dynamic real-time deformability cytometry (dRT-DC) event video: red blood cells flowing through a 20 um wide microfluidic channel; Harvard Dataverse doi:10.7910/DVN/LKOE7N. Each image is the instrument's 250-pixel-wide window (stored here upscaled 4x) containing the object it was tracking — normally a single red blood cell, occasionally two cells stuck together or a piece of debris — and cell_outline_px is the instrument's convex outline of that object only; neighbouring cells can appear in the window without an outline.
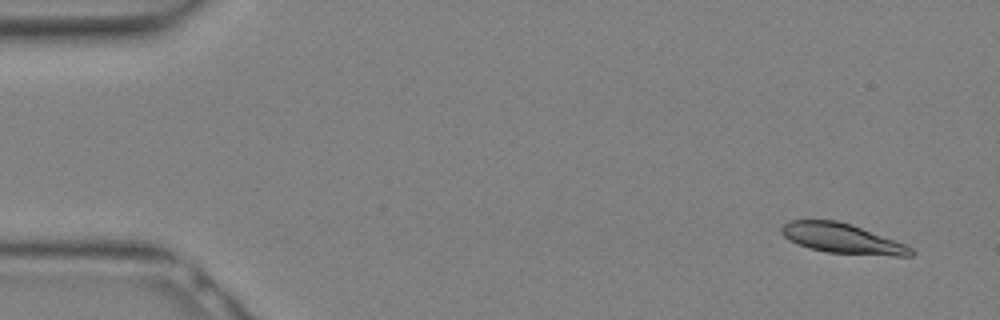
{"species": "Egyptian fruit bat (a non-hibernating species)", "species_latin": "Rousettus aegyptiacus", "temperature_condition": "warm", "stored_images_in_passage": 10, "camera_frame_rate_fps": 3000, "um_per_image_px": 0.085, "animal": {"sex": "female"}, "frame": {"image": 1, "passage_image": 1, "time_ms": 0.0, "image_size_px": [1000, 320], "cell_outline_px": [[912, 256], [896, 256], [828, 252], [808, 248], [788, 240], [780, 232], [780, 228], [788, 220], [836, 220], [852, 224], [904, 244], [912, 248]], "centroid_in_image_um": [71.52, 20.26], "position_along_channel_um": 13.5, "area_um2": 22.37}}
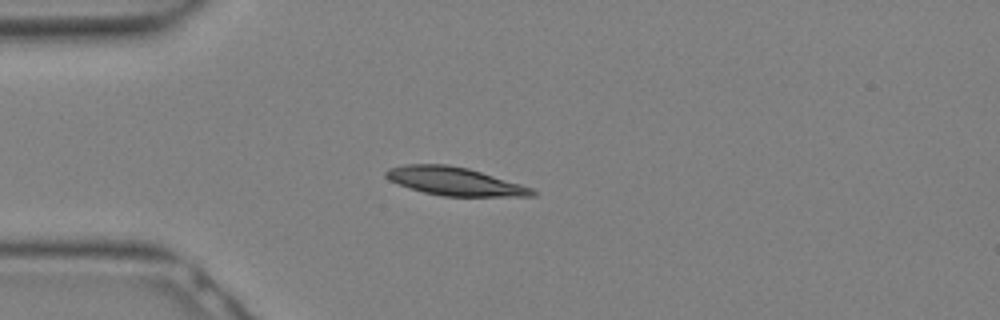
{"frame": {"image": 2, "passage_image": 7, "time_ms": 2.0, "image_size_px": [1000, 320], "cell_outline_px": [[536, 196], [444, 196], [424, 192], [388, 180], [384, 176], [384, 172], [388, 168], [404, 164], [448, 164], [468, 168], [520, 184], [532, 188], [536, 192]], "centroid_in_image_um": [38.61, 15.4], "position_along_channel_um": 46.4, "area_um2": 23.87}}
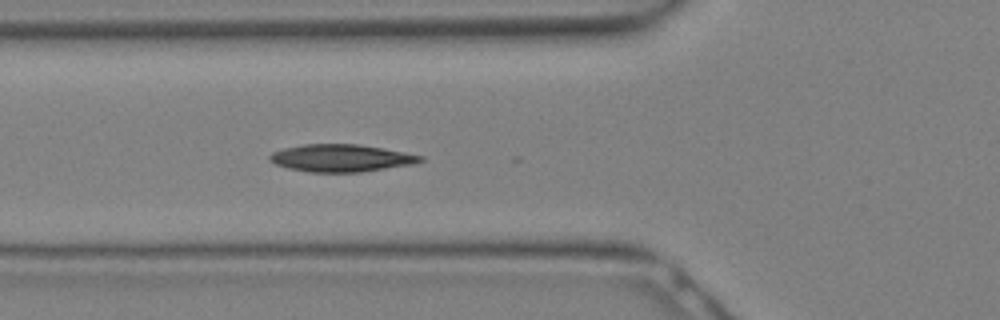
{"frame": {"image": 3, "passage_image": 10, "time_ms": 3.0, "image_size_px": [1000, 320], "cell_outline_px": [[424, 160], [412, 164], [360, 172], [308, 172], [288, 168], [276, 164], [268, 160], [268, 156], [272, 152], [284, 148], [304, 144], [360, 144], [384, 148], [424, 156]], "centroid_in_image_um": [28.98, 13.43], "position_along_channel_um": 96.8, "area_um2": 24.04}}